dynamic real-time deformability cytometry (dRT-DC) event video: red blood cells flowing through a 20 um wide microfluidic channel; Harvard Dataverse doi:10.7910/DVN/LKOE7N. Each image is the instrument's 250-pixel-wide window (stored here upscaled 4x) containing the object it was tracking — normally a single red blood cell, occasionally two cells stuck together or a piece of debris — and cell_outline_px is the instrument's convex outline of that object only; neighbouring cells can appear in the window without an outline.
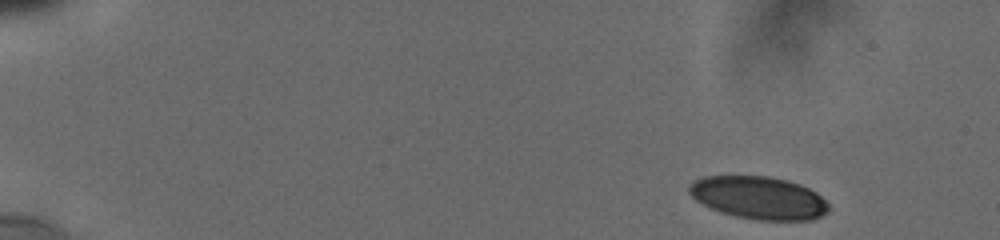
{"species": "human", "species_latin": "Homo sapiens", "temperature_condition": "cold", "stored_images_in_passage": 44, "camera_frame_rate_fps": 3000, "um_per_image_px": 0.085, "donor": {"sex": "male"}, "frame": {"image": 1, "passage_image": 1, "time_ms": 0.0, "image_size_px": [1000, 240], "cell_outline_px": [[828, 212], [812, 220], [756, 220], [736, 216], [720, 212], [696, 200], [688, 192], [688, 184], [692, 180], [704, 176], [768, 176], [788, 180], [800, 184], [816, 192], [828, 204]], "centroid_in_image_um": [64.47, 16.8], "position_along_channel_um": 20.5, "area_um2": 34.8}}
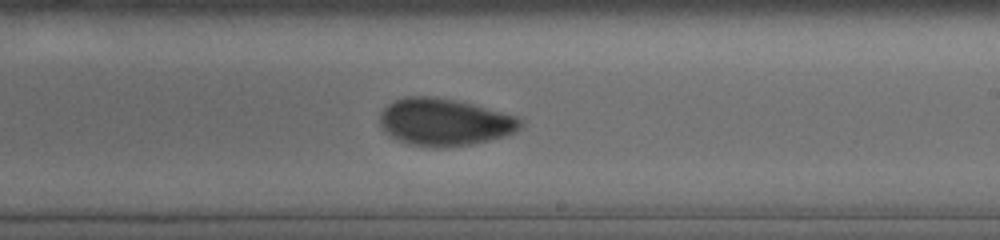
{"frame": {"image": 2, "passage_image": 26, "time_ms": 9.667, "image_size_px": [1000, 240], "cell_outline_px": [[520, 128], [504, 136], [472, 144], [448, 148], [432, 148], [408, 144], [384, 132], [380, 124], [380, 112], [392, 100], [404, 96], [432, 96], [452, 100], [516, 116], [520, 120]], "centroid_in_image_um": [37.69, 10.39], "position_along_channel_um": 251.3, "area_um2": 38.38}}
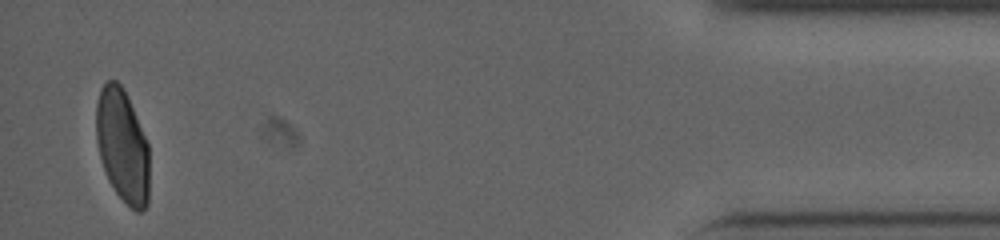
{"frame": {"image": 3, "passage_image": 44, "time_ms": 16.0, "image_size_px": [1000, 240], "cell_outline_px": [[148, 204], [140, 212], [136, 212], [116, 192], [108, 180], [100, 156], [96, 140], [96, 104], [100, 88], [108, 80], [116, 80], [124, 88], [148, 144]], "centroid_in_image_um": [10.39, 12.36], "position_along_channel_um": 424.8, "area_um2": 34.85}, "authors_computed_cell_mechanics": {"area_um2": 37.7723, "velocity_mm_per_s": 3.8134, "shape_relaxation_time_tau1_ms": 9.2961, "shape_relaxation_time_tau2_ms": 1.5334, "deformation_change_tau1": 0.1961, "deformation_change_tau2": 0.0541}}